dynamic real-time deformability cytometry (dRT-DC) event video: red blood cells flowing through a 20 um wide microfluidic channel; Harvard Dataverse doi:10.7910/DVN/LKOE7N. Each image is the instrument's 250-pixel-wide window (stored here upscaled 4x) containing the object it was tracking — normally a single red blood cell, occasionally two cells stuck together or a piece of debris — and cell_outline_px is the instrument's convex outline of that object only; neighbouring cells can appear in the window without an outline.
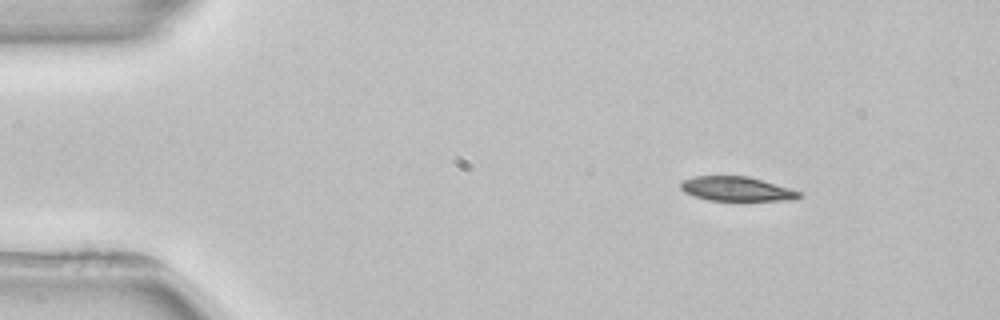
{"species": "common noctule bat (a hibernating species)", "species_latin": "Nyctalus noctula", "temperature_condition": "room temperature", "stored_images_in_passage": 3, "camera_frame_rate_fps": 3000, "um_per_image_px": 0.085, "animal": {"sex": "female", "body_mass_g": 22.7, "forearm_length_mm": 54.2}, "frame": {"image": 1, "passage_image": 1, "time_ms": 0.0, "image_size_px": [1000, 320], "cell_outline_px": [[804, 196], [796, 200], [708, 200], [684, 192], [680, 188], [680, 180], [692, 176], [748, 176], [788, 188], [800, 192]], "centroid_in_image_um": [62.58, 16.05], "position_along_channel_um": 22.4, "area_um2": 16.76}}
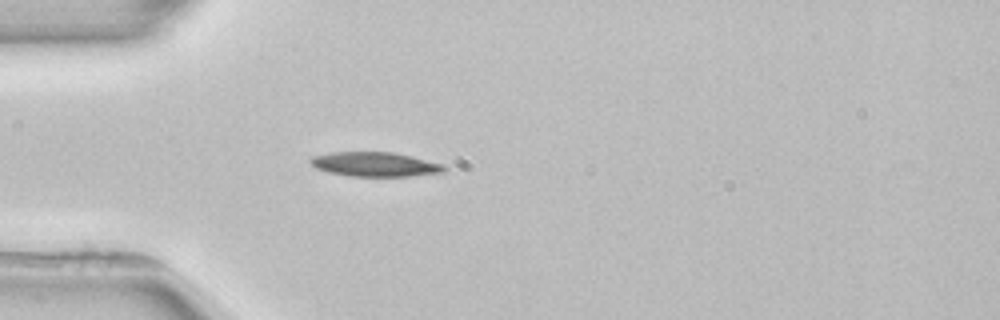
{"frame": {"image": 2, "passage_image": 3, "time_ms": 2.667, "image_size_px": [1000, 320], "cell_outline_px": [[448, 168], [444, 172], [408, 176], [348, 176], [328, 172], [316, 168], [308, 160], [312, 156], [332, 152], [396, 152], [444, 164]], "centroid_in_image_um": [31.89, 13.96], "position_along_channel_um": 53.1, "area_um2": 19.13}}